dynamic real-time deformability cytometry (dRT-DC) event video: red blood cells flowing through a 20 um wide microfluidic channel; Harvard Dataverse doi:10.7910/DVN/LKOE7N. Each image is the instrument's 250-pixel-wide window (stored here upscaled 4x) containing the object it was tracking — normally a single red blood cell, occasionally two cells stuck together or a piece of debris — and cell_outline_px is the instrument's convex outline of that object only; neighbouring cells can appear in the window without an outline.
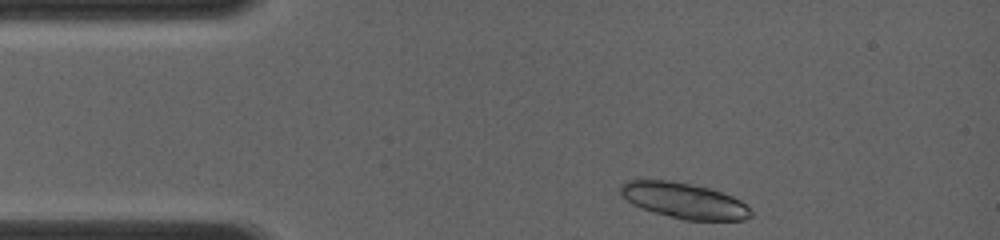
{"species": "common noctule bat (a hibernating species)", "species_latin": "Nyctalus noctula", "temperature_condition": "room temperature", "stored_images_in_passage": 6, "camera_frame_rate_fps": 4000, "um_per_image_px": 0.085, "animal": {"sex": "female", "body_mass_g": 19.0, "forearm_length_mm": 56.7}, "frame": {"image": 1, "passage_image": 1, "time_ms": 0.0, "image_size_px": [1000, 240], "cell_outline_px": [[752, 216], [744, 220], [684, 220], [640, 208], [632, 204], [620, 192], [620, 184], [624, 180], [668, 180], [692, 184], [712, 188], [732, 196], [740, 200], [752, 212]], "centroid_in_image_um": [58.14, 17.04], "position_along_channel_um": 26.9, "area_um2": 27.11}}